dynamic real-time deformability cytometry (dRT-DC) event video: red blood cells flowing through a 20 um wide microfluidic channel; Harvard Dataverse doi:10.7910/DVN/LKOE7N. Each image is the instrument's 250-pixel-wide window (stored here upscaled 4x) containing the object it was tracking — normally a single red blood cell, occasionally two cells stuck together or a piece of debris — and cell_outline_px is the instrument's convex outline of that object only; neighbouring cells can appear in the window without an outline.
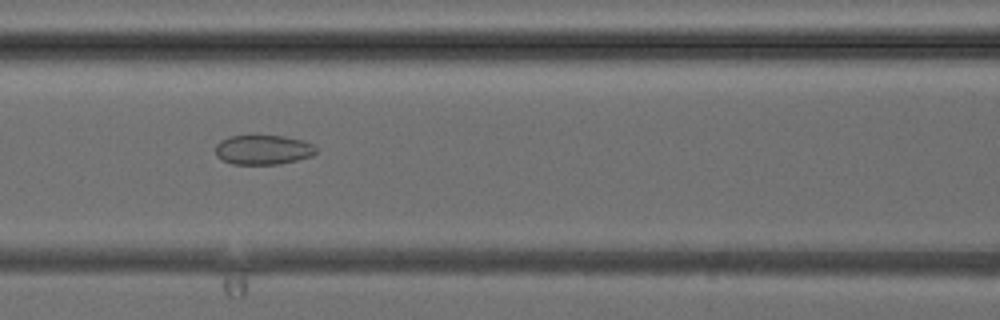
{"species": "common noctule bat (a hibernating species)", "species_latin": "Nyctalus noctula", "temperature_condition": "cold", "stored_images_in_passage": 5, "camera_frame_rate_fps": 3000, "um_per_image_px": 0.085, "animal": {"sex": "female", "body_mass_g": 24.6, "forearm_length_mm": 56.2}, "frame": {"image": 1, "passage_image": 4, "time_ms": 3.667, "image_size_px": [1000, 320], "cell_outline_px": [[316, 152], [312, 156], [280, 164], [232, 164], [216, 156], [216, 144], [220, 140], [228, 136], [284, 136], [304, 140], [312, 144], [316, 148]], "centroid_in_image_um": [22.36, 12.73], "position_along_channel_um": 144.2, "area_um2": 17.34}}
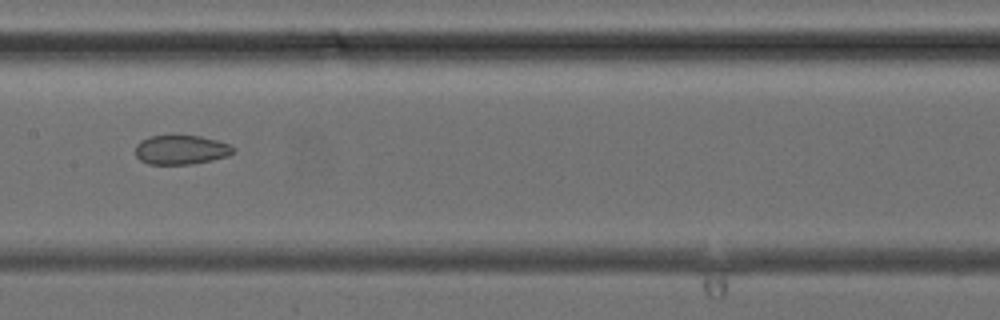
{"frame": {"image": 2, "passage_image": 5, "time_ms": 4.667, "image_size_px": [1000, 320], "cell_outline_px": [[236, 152], [228, 156], [212, 160], [192, 164], [148, 164], [140, 160], [136, 156], [136, 144], [140, 140], [148, 136], [200, 136], [216, 140], [228, 144], [236, 148]], "centroid_in_image_um": [15.4, 12.74], "position_along_channel_um": 192.0, "area_um2": 16.76}}